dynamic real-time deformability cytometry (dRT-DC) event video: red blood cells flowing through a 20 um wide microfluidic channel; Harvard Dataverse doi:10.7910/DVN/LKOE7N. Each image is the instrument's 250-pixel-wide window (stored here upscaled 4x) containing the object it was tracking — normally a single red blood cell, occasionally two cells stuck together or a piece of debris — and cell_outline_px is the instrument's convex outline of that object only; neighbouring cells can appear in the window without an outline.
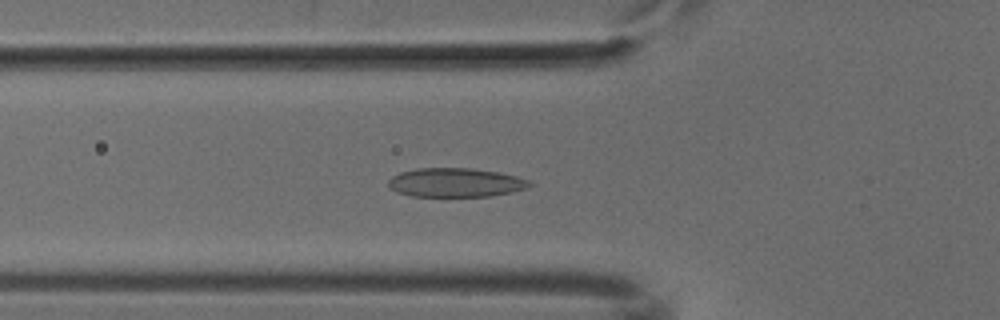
{"species": "common noctule bat (a hibernating species)", "species_latin": "Nyctalus noctula", "temperature_condition": "cold", "stored_images_in_passage": 43, "camera_frame_rate_fps": 3000, "um_per_image_px": 0.085, "animal": {"sex": "male", "body_mass_g": 18.8}, "frame": {"image": 1, "passage_image": 13, "time_ms": 4.0, "image_size_px": [1000, 320], "cell_outline_px": [[532, 184], [528, 188], [512, 192], [492, 196], [412, 196], [396, 192], [388, 188], [388, 180], [392, 176], [400, 172], [416, 168], [472, 168], [500, 172], [532, 180]], "centroid_in_image_um": [38.73, 15.51], "position_along_channel_um": 87.1, "area_um2": 24.16}}
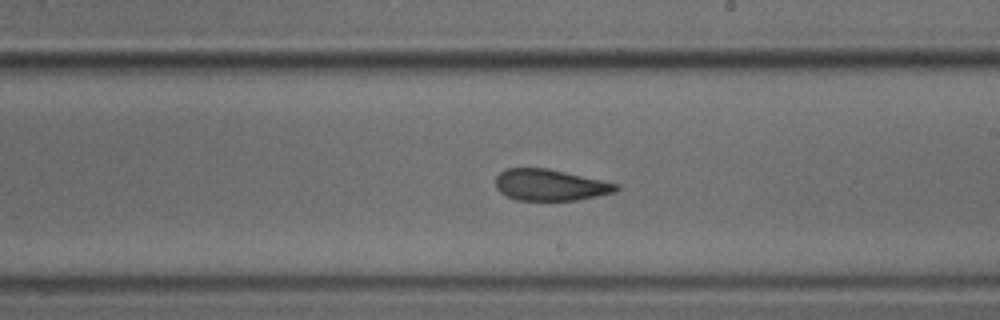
{"frame": {"image": 2, "passage_image": 25, "time_ms": 8.0, "image_size_px": [1000, 320], "cell_outline_px": [[620, 188], [616, 192], [576, 200], [516, 200], [500, 192], [496, 188], [496, 176], [500, 172], [508, 168], [548, 168], [620, 184]], "centroid_in_image_um": [46.78, 15.72], "position_along_channel_um": 242.2, "area_um2": 22.02}}
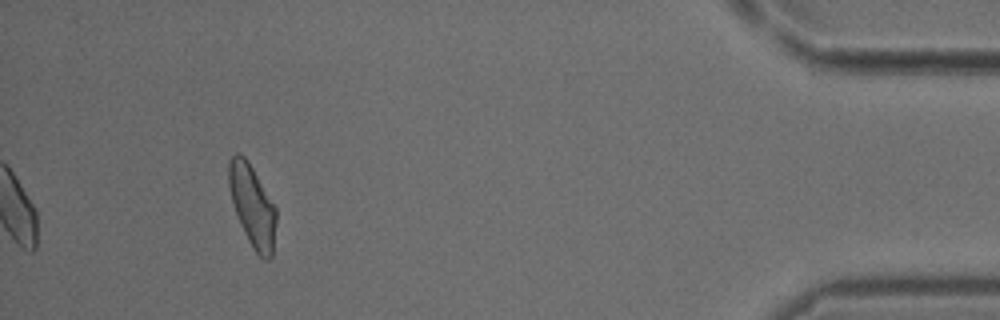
{"frame": {"image": 3, "passage_image": 43, "time_ms": 14.0, "image_size_px": [1000, 320], "cell_outline_px": [[276, 224], [272, 256], [268, 260], [264, 260], [252, 248], [240, 224], [232, 200], [228, 184], [228, 164], [232, 156], [236, 152], [240, 152], [248, 160], [276, 208]], "centroid_in_image_um": [21.45, 17.49], "position_along_channel_um": 413.8, "area_um2": 22.48}}